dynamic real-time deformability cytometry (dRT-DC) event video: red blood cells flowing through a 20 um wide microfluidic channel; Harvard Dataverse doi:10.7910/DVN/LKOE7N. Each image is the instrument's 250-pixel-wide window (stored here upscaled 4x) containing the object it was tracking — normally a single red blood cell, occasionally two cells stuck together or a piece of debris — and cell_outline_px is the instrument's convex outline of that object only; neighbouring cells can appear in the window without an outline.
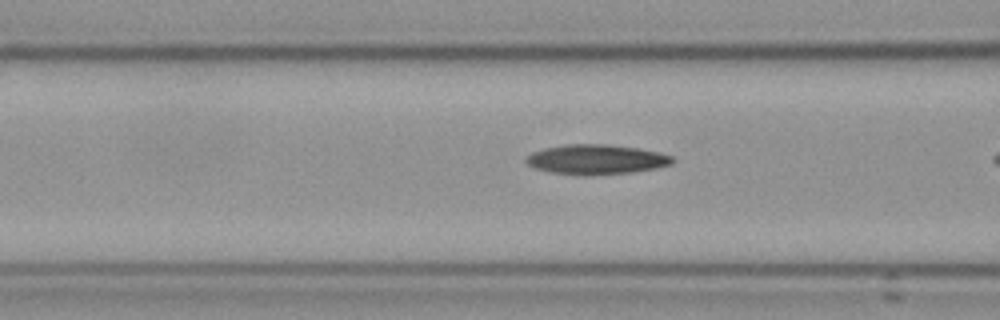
{"species": "Egyptian fruit bat (a non-hibernating species)", "species_latin": "Rousettus aegyptiacus", "temperature_condition": "cold", "stored_images_in_passage": 4, "camera_frame_rate_fps": 3000, "um_per_image_px": 0.085, "frame": {"image": 1, "passage_image": 4, "time_ms": 4.667, "image_size_px": [1000, 320], "cell_outline_px": [[676, 160], [672, 164], [656, 168], [632, 172], [552, 172], [536, 168], [528, 164], [524, 160], [532, 152], [544, 148], [564, 144], [608, 144], [640, 148], [660, 152], [672, 156]], "centroid_in_image_um": [50.75, 13.49], "position_along_channel_um": 115.9, "area_um2": 24.45}}